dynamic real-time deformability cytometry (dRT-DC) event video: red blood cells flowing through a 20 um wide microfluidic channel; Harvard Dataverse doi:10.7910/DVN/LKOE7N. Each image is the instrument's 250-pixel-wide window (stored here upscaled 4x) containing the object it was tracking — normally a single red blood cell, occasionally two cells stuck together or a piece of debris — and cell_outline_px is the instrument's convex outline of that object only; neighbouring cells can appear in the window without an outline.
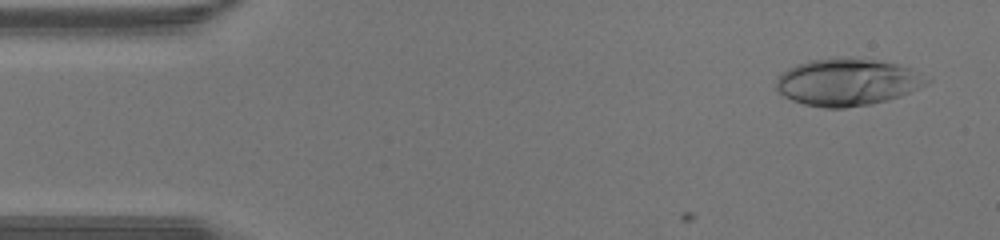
{"species": "human", "species_latin": "Homo sapiens", "temperature_condition": "warm", "stored_images_in_passage": 41, "camera_frame_rate_fps": 3000, "um_per_image_px": 0.085, "donor": {"sex": "male"}, "frame": {"image": 1, "passage_image": 2, "time_ms": 0.333, "image_size_px": [1000, 240], "cell_outline_px": [[932, 80], [928, 84], [900, 96], [872, 104], [844, 108], [824, 108], [804, 104], [792, 100], [784, 96], [776, 88], [776, 80], [780, 72], [796, 64], [808, 60], [872, 60], [900, 64], [912, 68]], "centroid_in_image_um": [72.03, 7.01], "position_along_channel_um": 13.0, "area_um2": 40.86}}
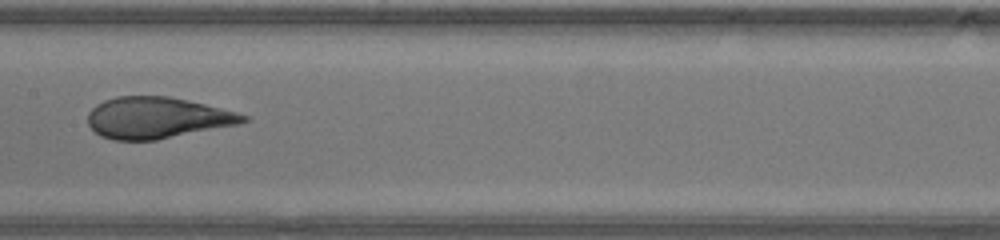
{"frame": {"image": 2, "passage_image": 20, "time_ms": 6.333, "image_size_px": [1000, 240], "cell_outline_px": [[248, 120], [236, 124], [156, 140], [116, 140], [100, 136], [88, 124], [88, 112], [96, 104], [104, 100], [116, 96], [168, 96], [188, 100], [236, 112], [248, 116]], "centroid_in_image_um": [13.3, 10.0], "position_along_channel_um": 194.1, "area_um2": 37.05}}
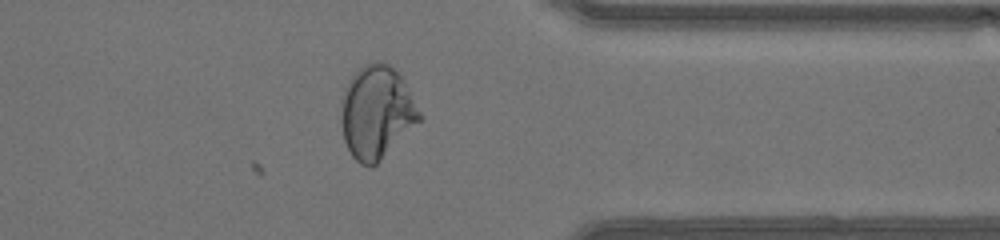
{"frame": {"image": 3, "passage_image": 32, "time_ms": 10.333, "image_size_px": [1000, 240], "cell_outline_px": [[420, 120], [372, 168], [368, 168], [360, 164], [352, 156], [344, 140], [340, 104], [344, 88], [348, 80], [364, 64], [380, 60], [388, 64], [400, 76], [420, 112]], "centroid_in_image_um": [31.96, 9.55], "position_along_channel_um": 379.4, "area_um2": 41.79}}